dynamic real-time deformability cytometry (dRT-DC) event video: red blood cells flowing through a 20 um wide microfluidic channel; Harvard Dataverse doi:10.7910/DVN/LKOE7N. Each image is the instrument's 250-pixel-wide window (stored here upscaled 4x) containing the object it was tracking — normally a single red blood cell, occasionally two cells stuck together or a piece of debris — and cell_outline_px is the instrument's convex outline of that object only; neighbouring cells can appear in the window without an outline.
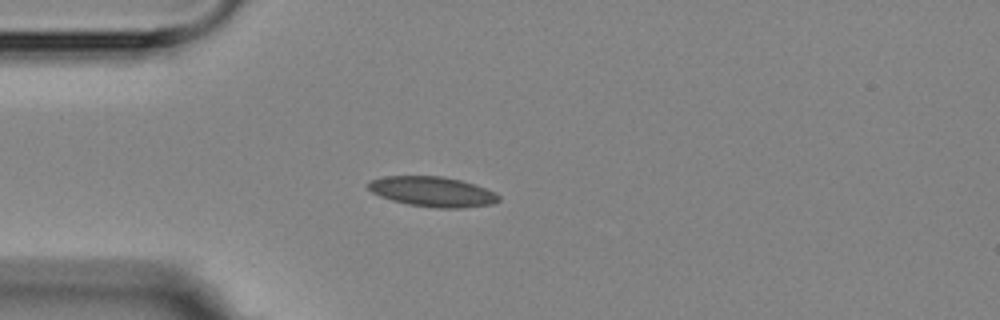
{"species": "Egyptian fruit bat (a non-hibernating species)", "species_latin": "Rousettus aegyptiacus", "temperature_condition": "room temperature", "stored_images_in_passage": 3, "camera_frame_rate_fps": 3000, "um_per_image_px": 0.085, "animal": {"sex": "female"}, "frame": {"image": 1, "passage_image": 2, "time_ms": 2.0, "image_size_px": [1000, 320], "cell_outline_px": [[500, 200], [492, 204], [464, 208], [436, 208], [408, 204], [392, 200], [380, 196], [372, 192], [368, 188], [368, 180], [384, 176], [444, 176], [460, 180], [496, 192], [500, 196]], "centroid_in_image_um": [36.76, 16.29], "position_along_channel_um": 48.2, "area_um2": 22.89}}